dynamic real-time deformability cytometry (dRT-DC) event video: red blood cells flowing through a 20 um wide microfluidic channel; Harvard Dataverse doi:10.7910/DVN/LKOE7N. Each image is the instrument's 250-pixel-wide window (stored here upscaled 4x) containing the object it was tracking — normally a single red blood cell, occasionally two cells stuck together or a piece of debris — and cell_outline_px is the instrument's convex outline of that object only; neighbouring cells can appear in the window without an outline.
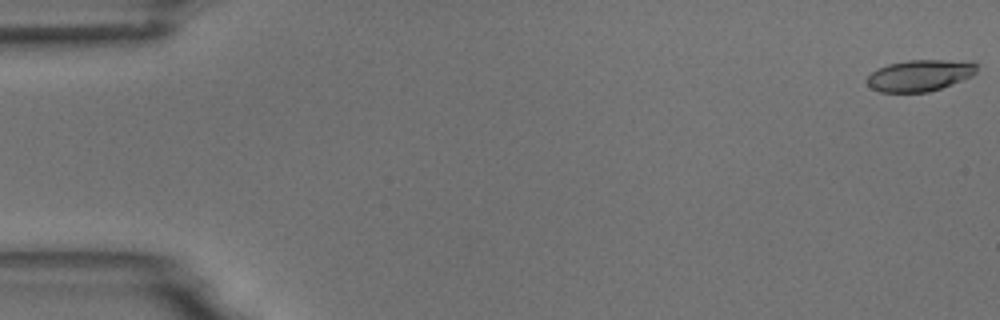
{"species": "common noctule bat (a hibernating species)", "species_latin": "Nyctalus noctula", "temperature_condition": "room temperature", "stored_images_in_passage": 6, "camera_frame_rate_fps": 3000, "um_per_image_px": 0.085, "animal": {"sex": "male", "body_mass_g": 18.8}, "frame": {"image": 1, "passage_image": 1, "time_ms": 0.0, "image_size_px": [1000, 320], "cell_outline_px": [[976, 72], [972, 76], [940, 88], [928, 92], [880, 92], [872, 88], [864, 80], [872, 72], [888, 64], [908, 60], [972, 60], [976, 64]], "centroid_in_image_um": [78.2, 6.4], "position_along_channel_um": 6.8, "area_um2": 20.11}}